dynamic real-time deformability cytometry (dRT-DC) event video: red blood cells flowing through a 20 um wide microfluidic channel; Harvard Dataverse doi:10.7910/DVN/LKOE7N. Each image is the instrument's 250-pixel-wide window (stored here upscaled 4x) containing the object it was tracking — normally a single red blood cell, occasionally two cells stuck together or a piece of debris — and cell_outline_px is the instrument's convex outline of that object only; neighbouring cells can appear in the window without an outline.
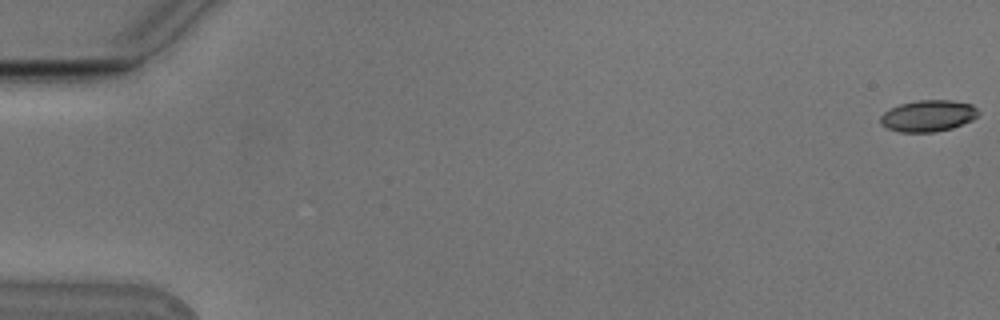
{"species": "Egyptian fruit bat (a non-hibernating species)", "species_latin": "Rousettus aegyptiacus", "temperature_condition": "cold", "stored_images_in_passage": 55, "camera_frame_rate_fps": 3000, "um_per_image_px": 0.085, "animal": {"sex": "male"}, "frame": {"image": 1, "passage_image": 1, "time_ms": 0.0, "image_size_px": [1000, 320], "cell_outline_px": [[980, 112], [972, 120], [952, 128], [932, 132], [900, 132], [888, 128], [880, 124], [880, 116], [884, 112], [900, 104], [916, 100], [952, 100], [972, 104]], "centroid_in_image_um": [78.89, 9.84], "position_along_channel_um": 6.1, "area_um2": 17.92}}
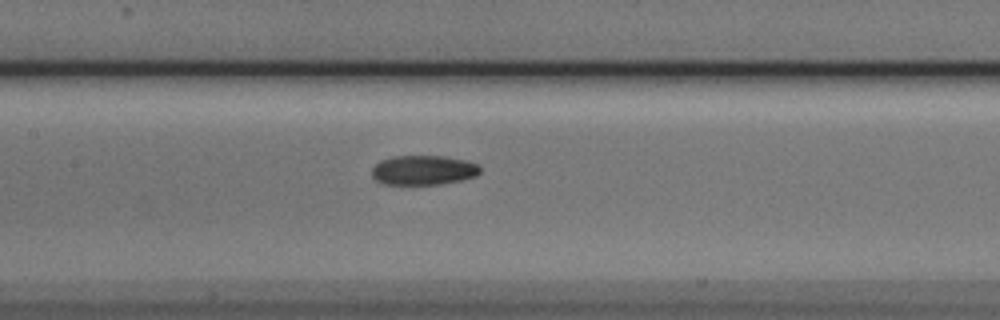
{"frame": {"image": 2, "passage_image": 27, "time_ms": 8.667, "image_size_px": [1000, 320], "cell_outline_px": [[480, 172], [476, 176], [460, 180], [440, 184], [380, 184], [372, 176], [372, 168], [380, 160], [392, 156], [444, 156], [468, 160], [476, 164], [480, 168]], "centroid_in_image_um": [35.97, 14.45], "position_along_channel_um": 171.4, "area_um2": 18.73}}
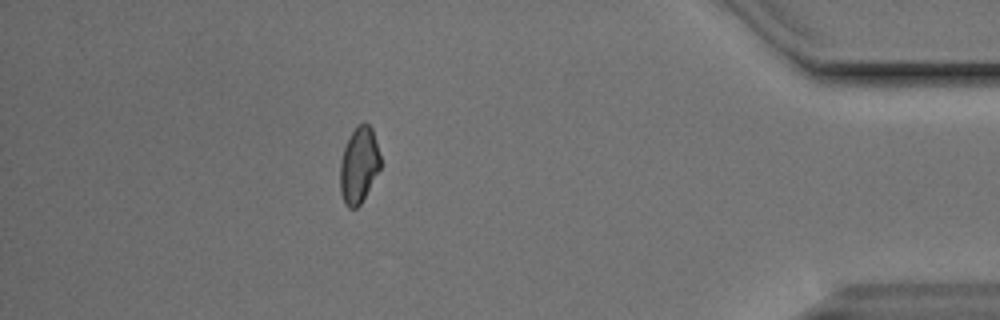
{"frame": {"image": 3, "passage_image": 49, "time_ms": 16.0, "image_size_px": [1000, 320], "cell_outline_px": [[380, 168], [360, 204], [356, 208], [348, 208], [344, 204], [340, 192], [340, 160], [344, 148], [352, 132], [364, 120], [372, 128], [380, 156]], "centroid_in_image_um": [30.49, 14.05], "position_along_channel_um": 404.7, "area_um2": 17.69}, "authors_computed_cell_mechanics": {"area_um2": 18.5538, "velocity_mm_per_s": 3.7942, "shape_relaxation_time_tau1_ms": 6.4165, "shape_relaxation_time_tau2_ms": 7.2883, "deformation_change_tau1": 0.1379, "deformation_change_tau2": 0.1197}}